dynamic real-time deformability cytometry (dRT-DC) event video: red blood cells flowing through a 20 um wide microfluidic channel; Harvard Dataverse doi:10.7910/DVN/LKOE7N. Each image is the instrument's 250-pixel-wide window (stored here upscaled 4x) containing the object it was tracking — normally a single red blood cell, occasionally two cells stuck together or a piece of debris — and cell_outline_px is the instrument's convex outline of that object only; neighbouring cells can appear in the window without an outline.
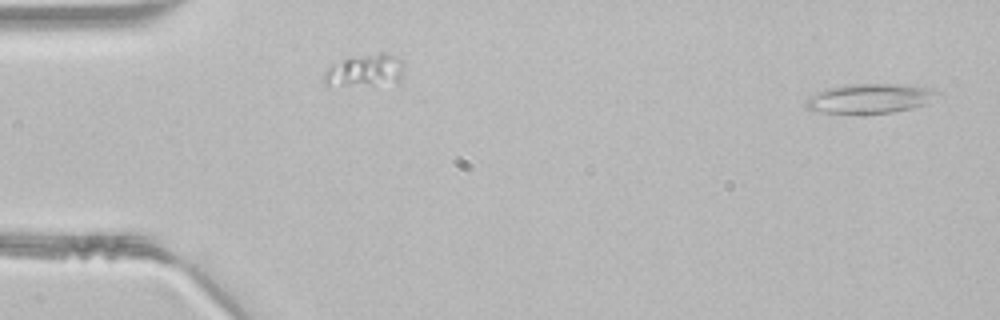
{"species": "common noctule bat (a hibernating species)", "species_latin": "Nyctalus noctula", "temperature_condition": "room temperature", "stored_images_in_passage": 46, "camera_frame_rate_fps": 3000, "um_per_image_px": 0.085, "animal": {"sex": "male", "body_mass_g": 21.5, "forearm_length_mm": 52.0}, "frame": {"image": 1, "passage_image": 1, "time_ms": 0.0, "image_size_px": [1000, 320], "cell_outline_px": [[944, 96], [924, 104], [912, 108], [892, 112], [812, 112], [804, 104], [808, 96], [824, 88], [848, 84], [912, 84], [936, 88], [944, 92]], "centroid_in_image_um": [74.06, 8.33], "position_along_channel_um": 10.9, "area_um2": 23.12}}
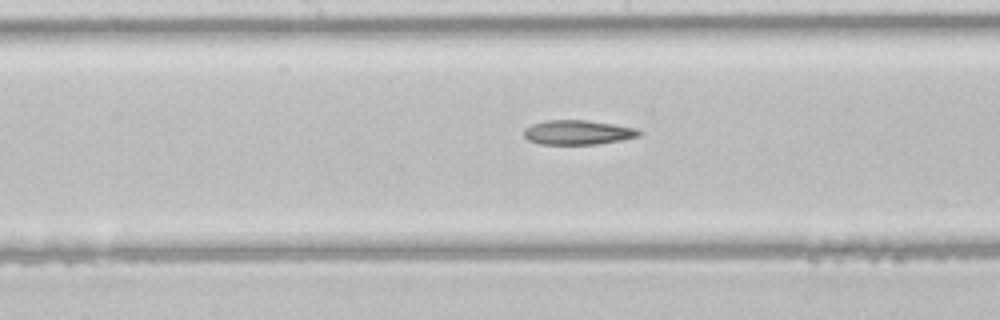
{"frame": {"image": 2, "passage_image": 23, "time_ms": 7.333, "image_size_px": [1000, 320], "cell_outline_px": [[644, 132], [640, 136], [620, 140], [596, 144], [540, 144], [528, 140], [524, 136], [524, 128], [532, 124], [544, 120], [584, 120], [612, 124], [636, 128]], "centroid_in_image_um": [49.1, 11.25], "position_along_channel_um": 199.1, "area_um2": 16.42}}
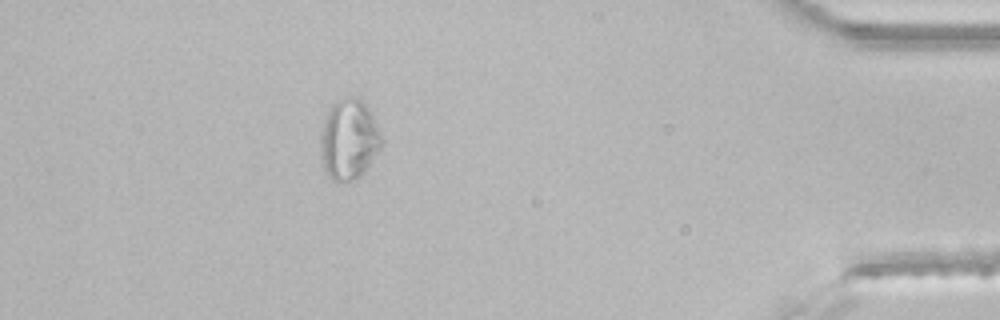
{"frame": {"image": 3, "passage_image": 41, "time_ms": 13.333, "image_size_px": [1000, 320], "cell_outline_px": [[384, 144], [368, 164], [352, 180], [332, 180], [324, 172], [320, 148], [320, 136], [328, 112], [332, 104], [348, 96], [360, 100], [364, 104], [372, 116], [384, 140]], "centroid_in_image_um": [29.64, 11.85], "position_along_channel_um": 405.6, "area_um2": 27.74}}